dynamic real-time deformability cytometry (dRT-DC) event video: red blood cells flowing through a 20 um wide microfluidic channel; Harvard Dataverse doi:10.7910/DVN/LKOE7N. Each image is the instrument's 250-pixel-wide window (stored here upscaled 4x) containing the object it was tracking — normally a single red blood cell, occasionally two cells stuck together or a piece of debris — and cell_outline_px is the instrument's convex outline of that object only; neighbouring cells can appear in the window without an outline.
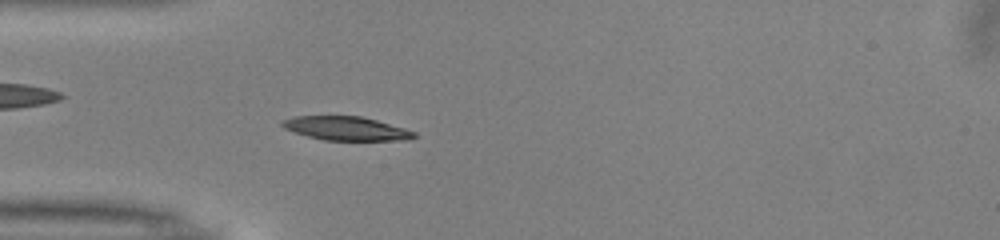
{"species": "common noctule bat (a hibernating species)", "species_latin": "Nyctalus noctula", "temperature_condition": "warm", "stored_images_in_passage": 38, "camera_frame_rate_fps": 3000, "um_per_image_px": 0.085, "animal": {"sex": "male", "body_mass_g": 13.0, "forearm_length_mm": 53.1}, "frame": {"image": 1, "passage_image": 2, "time_ms": 0.333, "image_size_px": [1000, 240], "cell_outline_px": [[416, 136], [408, 140], [324, 140], [308, 136], [284, 128], [280, 124], [280, 120], [296, 116], [360, 116], [376, 120], [404, 128], [416, 132]], "centroid_in_image_um": [29.41, 10.91], "position_along_channel_um": 55.6, "area_um2": 18.15}}
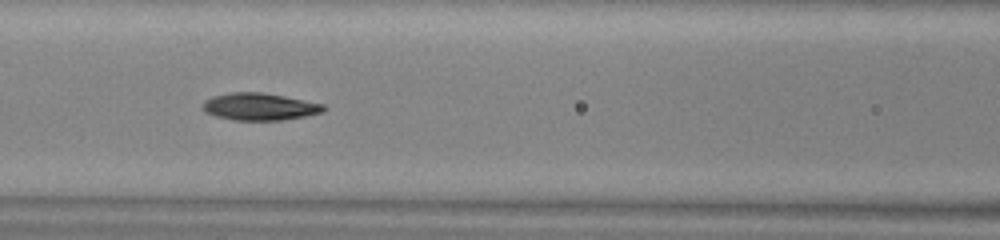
{"frame": {"image": 2, "passage_image": 9, "time_ms": 2.667, "image_size_px": [1000, 240], "cell_outline_px": [[324, 112], [304, 116], [280, 120], [232, 120], [216, 116], [204, 112], [204, 100], [212, 96], [232, 92], [260, 92], [284, 96], [324, 104]], "centroid_in_image_um": [22.04, 9.06], "position_along_channel_um": 144.6, "area_um2": 19.02}}
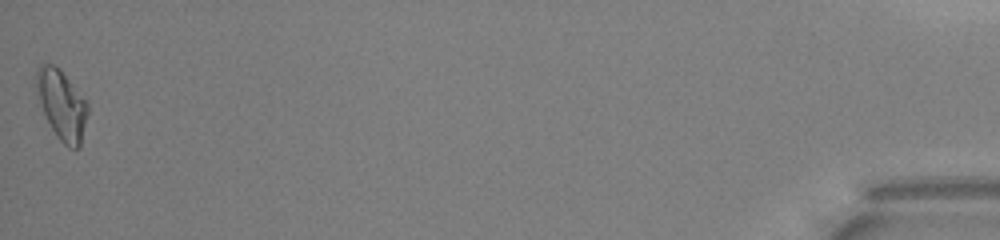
{"frame": {"image": 3, "passage_image": 38, "time_ms": 12.333, "image_size_px": [1000, 240], "cell_outline_px": [[88, 112], [80, 148], [68, 148], [56, 136], [44, 112], [36, 88], [36, 68], [40, 64], [52, 64], [60, 68], [88, 100]], "centroid_in_image_um": [5.29, 8.88], "position_along_channel_um": 429.9, "area_um2": 20.92}, "authors_computed_cell_mechanics": {"area_um2": 18.785, "velocity_mm_per_s": 4.0279, "shape_relaxation_time_tau1_ms": 6.2942, "shape_relaxation_time_tau2_ms": 3.9633, "deformation_change_tau1": 0.1864, "deformation_change_tau2": 0.0968}}